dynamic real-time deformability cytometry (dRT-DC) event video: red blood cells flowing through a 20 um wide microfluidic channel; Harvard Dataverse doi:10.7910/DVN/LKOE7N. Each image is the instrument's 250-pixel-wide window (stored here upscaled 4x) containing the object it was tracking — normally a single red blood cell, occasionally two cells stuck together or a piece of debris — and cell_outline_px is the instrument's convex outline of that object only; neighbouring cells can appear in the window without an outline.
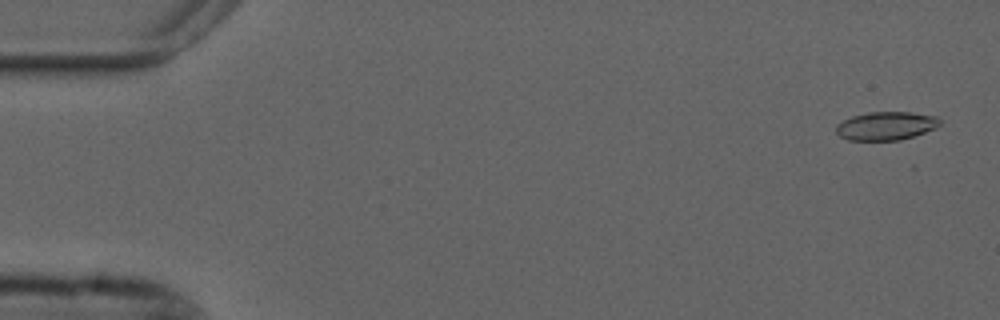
{"species": "common noctule bat (a hibernating species)", "species_latin": "Nyctalus noctula", "temperature_condition": "cold", "stored_images_in_passage": 55, "camera_frame_rate_fps": 3000, "um_per_image_px": 0.085, "animal": {"sex": "male", "forearm_length_mm": 52.5}, "frame": {"image": 1, "passage_image": 2, "time_ms": 0.333, "image_size_px": [1000, 320], "cell_outline_px": [[940, 124], [936, 128], [900, 140], [848, 140], [840, 136], [836, 132], [836, 124], [852, 116], [868, 112], [912, 112], [936, 116], [940, 120]], "centroid_in_image_um": [75.3, 10.69], "position_along_channel_um": 9.7, "area_um2": 17.11}}
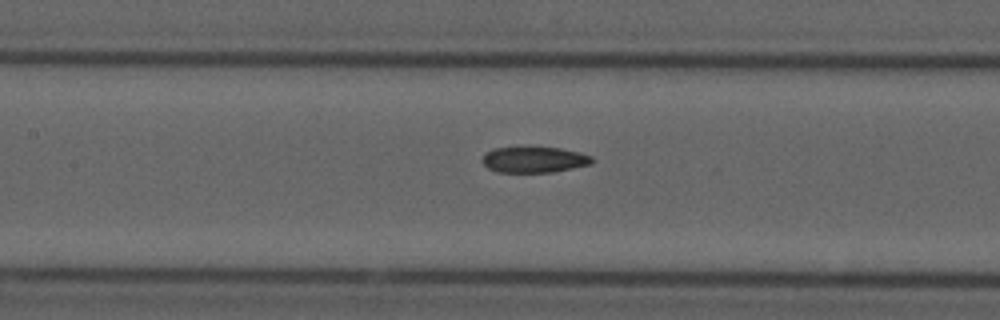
{"frame": {"image": 2, "passage_image": 25, "time_ms": 8.0, "image_size_px": [1000, 320], "cell_outline_px": [[596, 160], [592, 164], [552, 172], [496, 172], [488, 168], [484, 164], [484, 152], [492, 148], [516, 144], [560, 148], [580, 152], [592, 156]], "centroid_in_image_um": [45.39, 13.51], "position_along_channel_um": 162.0, "area_um2": 17.46}}
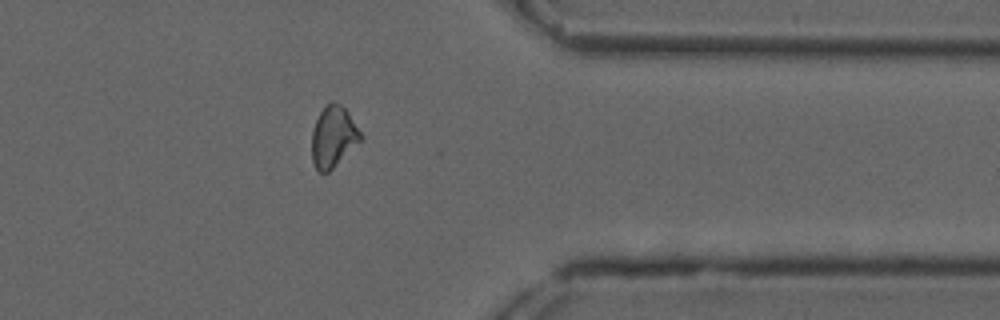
{"frame": {"image": 3, "passage_image": 44, "time_ms": 14.333, "image_size_px": [1000, 320], "cell_outline_px": [[364, 136], [328, 172], [320, 172], [316, 168], [312, 160], [312, 128], [320, 112], [332, 100], [340, 104], [348, 112]], "centroid_in_image_um": [28.32, 11.59], "position_along_channel_um": 383.1, "area_um2": 17.05}, "authors_computed_cell_mechanics": {"area_um2": 17.4556, "velocity_mm_per_s": 3.697, "shape_relaxation_time_tau1_ms": null, "shape_relaxation_time_tau2_ms": 2.9576, "deformation_change_tau1": null, "deformation_change_tau2": 0.0919}}